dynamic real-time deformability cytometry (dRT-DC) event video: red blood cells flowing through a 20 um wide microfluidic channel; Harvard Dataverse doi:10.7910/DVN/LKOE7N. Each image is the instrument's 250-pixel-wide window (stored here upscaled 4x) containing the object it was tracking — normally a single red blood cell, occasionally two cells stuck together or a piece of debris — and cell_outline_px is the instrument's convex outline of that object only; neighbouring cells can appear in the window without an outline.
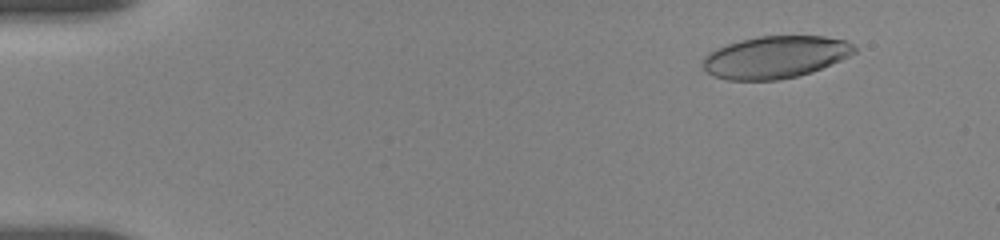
{"species": "human", "species_latin": "Homo sapiens", "temperature_condition": "room temperature", "stored_images_in_passage": 19, "camera_frame_rate_fps": 3000, "um_per_image_px": 0.085, "donor": {"sex": "female"}, "frame": {"image": 1, "passage_image": 4, "time_ms": 1.667, "image_size_px": [1000, 240], "cell_outline_px": [[856, 52], [840, 60], [812, 72], [780, 80], [728, 80], [712, 76], [704, 72], [700, 64], [704, 56], [708, 52], [716, 48], [740, 40], [760, 36], [824, 36], [844, 40], [856, 44]], "centroid_in_image_um": [65.85, 4.86], "position_along_channel_um": 19.1, "area_um2": 37.63}}
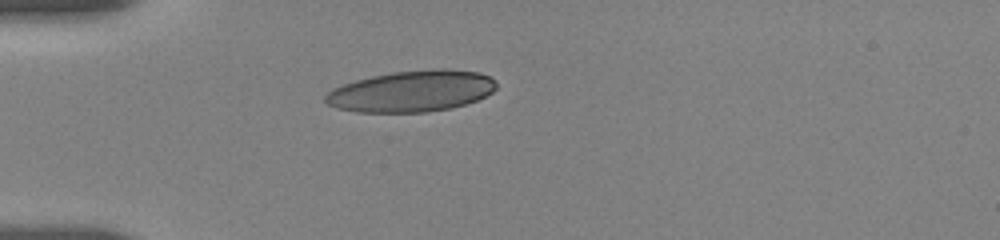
{"frame": {"image": 2, "passage_image": 16, "time_ms": 5.0, "image_size_px": [1000, 240], "cell_outline_px": [[496, 88], [492, 92], [476, 100], [452, 108], [428, 112], [356, 112], [336, 108], [328, 104], [324, 100], [324, 96], [332, 88], [356, 80], [372, 76], [392, 72], [432, 68], [444, 68], [480, 72], [496, 80]], "centroid_in_image_um": [34.99, 7.74], "position_along_channel_um": 50.0, "area_um2": 41.33}}
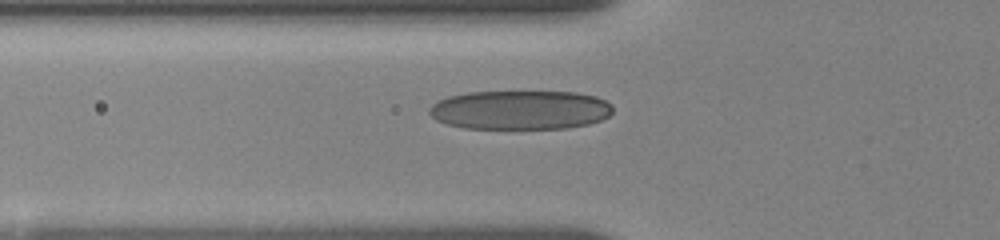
{"frame": {"image": 3, "passage_image": 19, "time_ms": 6.333, "image_size_px": [1000, 240], "cell_outline_px": [[612, 112], [608, 116], [600, 120], [588, 124], [568, 128], [464, 128], [444, 124], [436, 120], [428, 112], [428, 108], [436, 100], [448, 96], [468, 92], [576, 92], [596, 96], [612, 104]], "centroid_in_image_um": [44.18, 9.34], "position_along_channel_um": 81.6, "area_um2": 42.02}}